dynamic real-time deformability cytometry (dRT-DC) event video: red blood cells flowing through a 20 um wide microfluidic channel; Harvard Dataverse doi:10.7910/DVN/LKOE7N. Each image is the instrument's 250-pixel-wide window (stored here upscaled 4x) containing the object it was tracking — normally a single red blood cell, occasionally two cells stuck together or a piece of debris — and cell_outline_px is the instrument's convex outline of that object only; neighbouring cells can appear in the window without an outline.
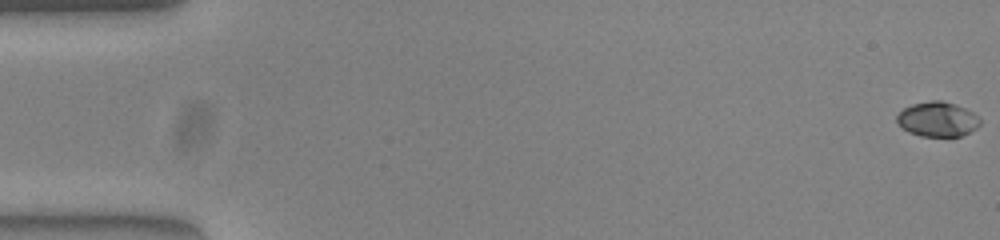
{"species": "common noctule bat (a hibernating species)", "species_latin": "Nyctalus noctula", "temperature_condition": "warm", "stored_images_in_passage": 53, "camera_frame_rate_fps": 3000, "um_per_image_px": 0.085, "animal": {"sex": "female", "body_mass_g": 23.0, "forearm_length_mm": 53.4}, "frame": {"image": 1, "passage_image": 1, "time_ms": 0.0, "image_size_px": [1000, 240], "cell_outline_px": [[980, 124], [976, 128], [960, 136], [920, 136], [908, 132], [896, 120], [896, 116], [904, 108], [912, 104], [928, 100], [940, 100], [964, 108], [980, 116]], "centroid_in_image_um": [79.69, 10.13], "position_along_channel_um": 5.3, "area_um2": 16.7}}
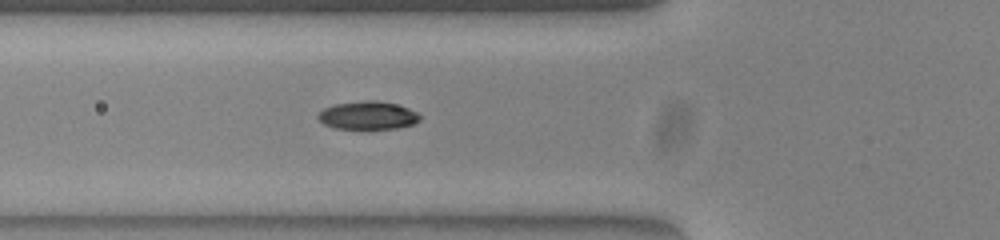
{"frame": {"image": 2, "passage_image": 20, "time_ms": 6.333, "image_size_px": [1000, 240], "cell_outline_px": [[420, 120], [412, 124], [396, 128], [336, 128], [324, 124], [316, 116], [324, 108], [336, 104], [364, 100], [376, 100], [396, 104], [408, 108], [416, 112], [420, 116]], "centroid_in_image_um": [31.26, 9.79], "position_along_channel_um": 94.5, "area_um2": 16.42}}
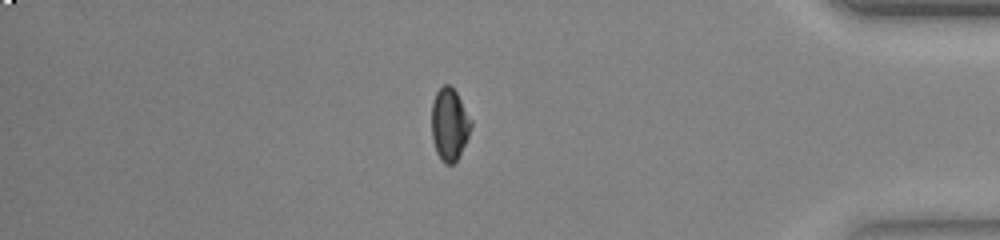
{"frame": {"image": 3, "passage_image": 46, "time_ms": 15.0, "image_size_px": [1000, 240], "cell_outline_px": [[472, 124], [468, 136], [456, 160], [452, 164], [444, 164], [440, 160], [436, 152], [432, 136], [432, 100], [436, 92], [444, 84], [448, 84], [456, 92], [472, 120]], "centroid_in_image_um": [38.19, 10.56], "position_along_channel_um": 397.0, "area_um2": 16.47}}